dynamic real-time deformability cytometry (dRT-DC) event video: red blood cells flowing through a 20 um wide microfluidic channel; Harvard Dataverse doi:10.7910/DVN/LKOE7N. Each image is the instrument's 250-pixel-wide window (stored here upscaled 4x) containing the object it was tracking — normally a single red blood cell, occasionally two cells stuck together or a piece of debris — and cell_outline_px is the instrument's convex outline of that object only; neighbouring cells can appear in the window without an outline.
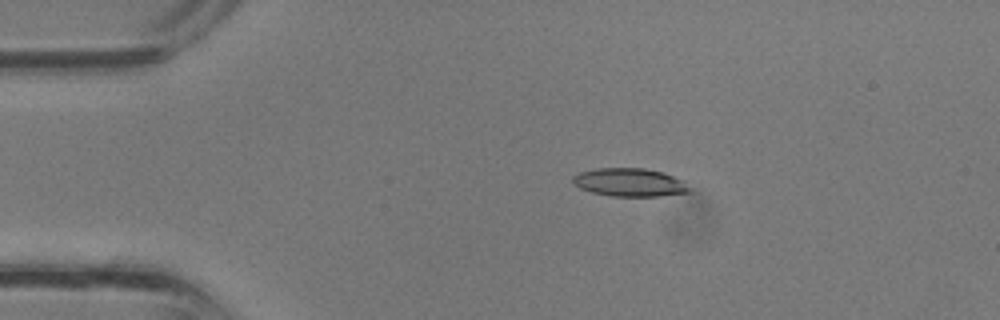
{"species": "common noctule bat (a hibernating species)", "species_latin": "Nyctalus noctula", "temperature_condition": "room temperature", "stored_images_in_passage": 35, "camera_frame_rate_fps": 3000, "um_per_image_px": 0.085, "animal": {"sex": "male", "body_mass_g": 13.3}, "frame": {"image": 1, "passage_image": 7, "time_ms": 2.0, "image_size_px": [1000, 320], "cell_outline_px": [[692, 192], [660, 196], [612, 196], [592, 192], [580, 188], [572, 184], [572, 176], [580, 172], [596, 168], [644, 168], [660, 172], [684, 180]], "centroid_in_image_um": [53.51, 15.5], "position_along_channel_um": 31.5, "area_um2": 19.19}}
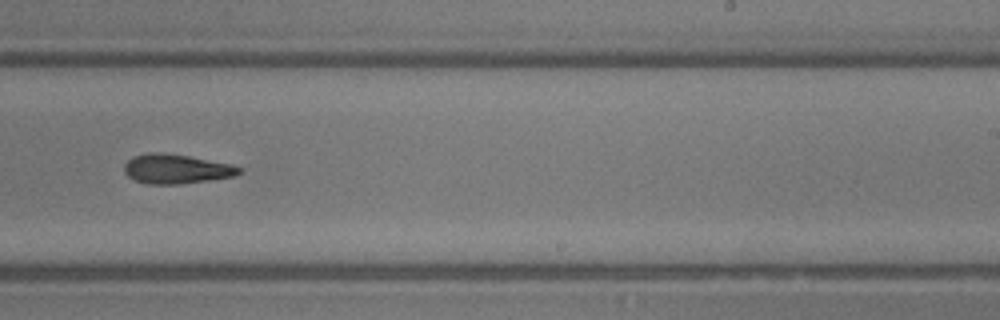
{"frame": {"image": 2, "passage_image": 22, "time_ms": 7.0, "image_size_px": [1000, 320], "cell_outline_px": [[244, 168], [240, 172], [232, 176], [208, 180], [180, 184], [144, 184], [128, 176], [124, 172], [124, 164], [132, 156], [148, 152], [164, 152], [188, 156], [232, 164]], "centroid_in_image_um": [14.95, 14.35], "position_along_channel_um": 274.1, "area_um2": 19.77}}
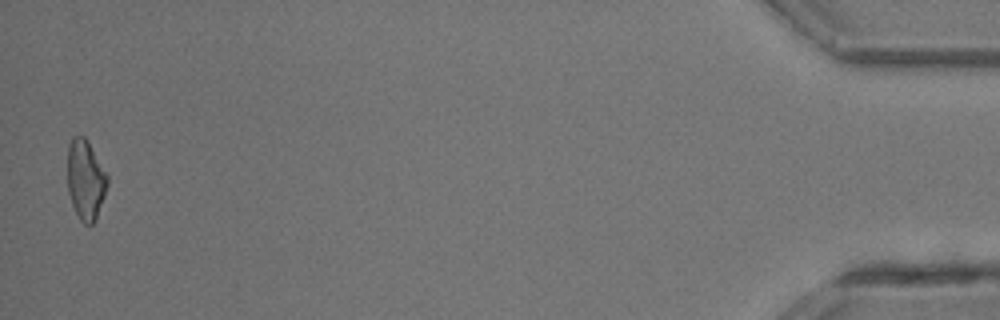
{"frame": {"image": 3, "passage_image": 35, "time_ms": 11.333, "image_size_px": [1000, 320], "cell_outline_px": [[108, 184], [96, 220], [92, 224], [84, 224], [80, 220], [72, 204], [68, 192], [68, 144], [72, 136], [84, 136], [88, 140], [108, 176]], "centroid_in_image_um": [7.27, 15.26], "position_along_channel_um": 427.9, "area_um2": 18.61}}